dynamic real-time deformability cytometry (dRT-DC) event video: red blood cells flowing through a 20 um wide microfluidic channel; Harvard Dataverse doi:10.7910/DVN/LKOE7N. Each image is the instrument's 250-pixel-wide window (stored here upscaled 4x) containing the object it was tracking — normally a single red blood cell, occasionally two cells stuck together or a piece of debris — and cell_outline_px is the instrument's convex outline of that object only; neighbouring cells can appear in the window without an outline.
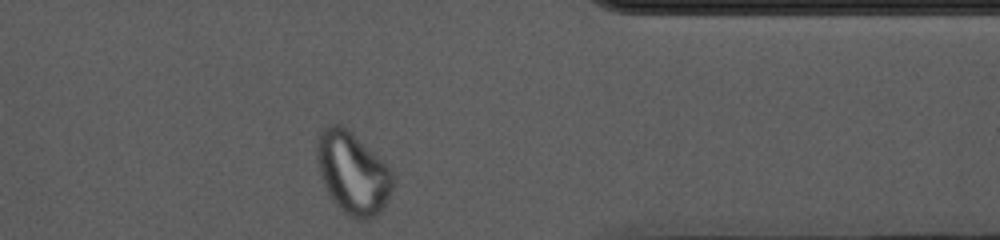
{"species": "common noctule bat (a hibernating species)", "species_latin": "Nyctalus noctula", "temperature_condition": "cold", "stored_images_in_passage": 38, "camera_frame_rate_fps": 3000, "um_per_image_px": 0.085, "animal": {"sex": "female", "body_mass_g": 10.0, "forearm_length_mm": 53.1}, "frame": {"image": 1, "passage_image": 38, "time_ms": 12.333, "image_size_px": [1000, 240], "cell_outline_px": [[392, 188], [384, 208], [376, 216], [364, 220], [356, 220], [348, 216], [332, 200], [324, 188], [320, 176], [316, 156], [316, 136], [328, 124], [340, 124], [352, 132], [384, 160], [392, 172]], "centroid_in_image_um": [29.96, 14.69], "position_along_channel_um": 381.4, "area_um2": 36.76}}